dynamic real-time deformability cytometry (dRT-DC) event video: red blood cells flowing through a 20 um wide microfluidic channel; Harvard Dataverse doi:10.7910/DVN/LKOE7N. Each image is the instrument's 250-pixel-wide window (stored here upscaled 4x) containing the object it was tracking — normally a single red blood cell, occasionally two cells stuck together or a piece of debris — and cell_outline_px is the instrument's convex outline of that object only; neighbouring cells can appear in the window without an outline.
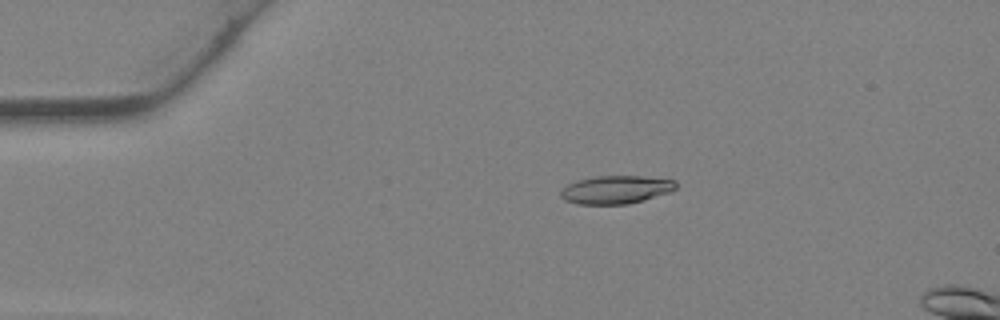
{"species": "Egyptian fruit bat (a non-hibernating species)", "species_latin": "Rousettus aegyptiacus", "temperature_condition": "warm", "stored_images_in_passage": 6, "camera_frame_rate_fps": 3000, "um_per_image_px": 0.085, "animal": {"sex": "female"}, "frame": {"image": 1, "passage_image": 1, "time_ms": 0.0, "image_size_px": [1000, 320], "cell_outline_px": [[676, 188], [672, 192], [644, 200], [628, 204], [576, 204], [564, 200], [560, 196], [560, 192], [568, 184], [580, 180], [596, 176], [644, 176], [676, 180]], "centroid_in_image_um": [52.39, 16.12], "position_along_channel_um": 32.6, "area_um2": 18.96}}